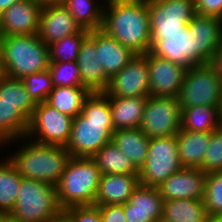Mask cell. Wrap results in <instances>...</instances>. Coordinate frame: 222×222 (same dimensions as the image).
I'll list each match as a JSON object with an SVG mask.
<instances>
[{"mask_svg": "<svg viewBox=\"0 0 222 222\" xmlns=\"http://www.w3.org/2000/svg\"><path fill=\"white\" fill-rule=\"evenodd\" d=\"M114 131L109 96L105 92L90 93L82 112L73 118L66 149L71 157H92L112 141Z\"/></svg>", "mask_w": 222, "mask_h": 222, "instance_id": "obj_1", "label": "cell"}, {"mask_svg": "<svg viewBox=\"0 0 222 222\" xmlns=\"http://www.w3.org/2000/svg\"><path fill=\"white\" fill-rule=\"evenodd\" d=\"M106 3L108 6L103 4L101 30L135 54L150 51L151 31L147 0H106Z\"/></svg>", "mask_w": 222, "mask_h": 222, "instance_id": "obj_2", "label": "cell"}, {"mask_svg": "<svg viewBox=\"0 0 222 222\" xmlns=\"http://www.w3.org/2000/svg\"><path fill=\"white\" fill-rule=\"evenodd\" d=\"M70 158L66 146L41 144L31 139L8 159L22 177L56 186Z\"/></svg>", "mask_w": 222, "mask_h": 222, "instance_id": "obj_3", "label": "cell"}, {"mask_svg": "<svg viewBox=\"0 0 222 222\" xmlns=\"http://www.w3.org/2000/svg\"><path fill=\"white\" fill-rule=\"evenodd\" d=\"M100 177V170L92 157H71L56 185L60 208L94 205Z\"/></svg>", "mask_w": 222, "mask_h": 222, "instance_id": "obj_4", "label": "cell"}, {"mask_svg": "<svg viewBox=\"0 0 222 222\" xmlns=\"http://www.w3.org/2000/svg\"><path fill=\"white\" fill-rule=\"evenodd\" d=\"M1 58L5 76L23 79L48 69L49 46L38 34L3 36Z\"/></svg>", "mask_w": 222, "mask_h": 222, "instance_id": "obj_5", "label": "cell"}, {"mask_svg": "<svg viewBox=\"0 0 222 222\" xmlns=\"http://www.w3.org/2000/svg\"><path fill=\"white\" fill-rule=\"evenodd\" d=\"M61 211L56 186L22 177L15 207L8 217L14 222H45Z\"/></svg>", "mask_w": 222, "mask_h": 222, "instance_id": "obj_6", "label": "cell"}, {"mask_svg": "<svg viewBox=\"0 0 222 222\" xmlns=\"http://www.w3.org/2000/svg\"><path fill=\"white\" fill-rule=\"evenodd\" d=\"M181 109L192 106L220 107L222 83L211 63L188 68L177 96Z\"/></svg>", "mask_w": 222, "mask_h": 222, "instance_id": "obj_7", "label": "cell"}, {"mask_svg": "<svg viewBox=\"0 0 222 222\" xmlns=\"http://www.w3.org/2000/svg\"><path fill=\"white\" fill-rule=\"evenodd\" d=\"M182 168L176 135L150 138L147 157L139 169L140 184L158 187Z\"/></svg>", "mask_w": 222, "mask_h": 222, "instance_id": "obj_8", "label": "cell"}, {"mask_svg": "<svg viewBox=\"0 0 222 222\" xmlns=\"http://www.w3.org/2000/svg\"><path fill=\"white\" fill-rule=\"evenodd\" d=\"M182 109L177 97L149 95L139 128L148 137H168L181 129Z\"/></svg>", "mask_w": 222, "mask_h": 222, "instance_id": "obj_9", "label": "cell"}, {"mask_svg": "<svg viewBox=\"0 0 222 222\" xmlns=\"http://www.w3.org/2000/svg\"><path fill=\"white\" fill-rule=\"evenodd\" d=\"M151 45L163 34L184 31L195 16L194 0H147Z\"/></svg>", "mask_w": 222, "mask_h": 222, "instance_id": "obj_10", "label": "cell"}, {"mask_svg": "<svg viewBox=\"0 0 222 222\" xmlns=\"http://www.w3.org/2000/svg\"><path fill=\"white\" fill-rule=\"evenodd\" d=\"M72 122V117L59 112L46 101L37 103L29 120L25 138L31 137L32 139L34 136L37 138L34 139V142L37 143L66 146Z\"/></svg>", "mask_w": 222, "mask_h": 222, "instance_id": "obj_11", "label": "cell"}, {"mask_svg": "<svg viewBox=\"0 0 222 222\" xmlns=\"http://www.w3.org/2000/svg\"><path fill=\"white\" fill-rule=\"evenodd\" d=\"M105 93L109 97L149 96L147 53L136 54L123 69L110 79Z\"/></svg>", "mask_w": 222, "mask_h": 222, "instance_id": "obj_12", "label": "cell"}, {"mask_svg": "<svg viewBox=\"0 0 222 222\" xmlns=\"http://www.w3.org/2000/svg\"><path fill=\"white\" fill-rule=\"evenodd\" d=\"M188 25L192 34L193 65L211 63L222 41V19L196 13Z\"/></svg>", "mask_w": 222, "mask_h": 222, "instance_id": "obj_13", "label": "cell"}, {"mask_svg": "<svg viewBox=\"0 0 222 222\" xmlns=\"http://www.w3.org/2000/svg\"><path fill=\"white\" fill-rule=\"evenodd\" d=\"M150 95L177 97L187 68L147 52Z\"/></svg>", "mask_w": 222, "mask_h": 222, "instance_id": "obj_14", "label": "cell"}, {"mask_svg": "<svg viewBox=\"0 0 222 222\" xmlns=\"http://www.w3.org/2000/svg\"><path fill=\"white\" fill-rule=\"evenodd\" d=\"M42 5L37 0H21L0 15L2 36L38 34Z\"/></svg>", "mask_w": 222, "mask_h": 222, "instance_id": "obj_15", "label": "cell"}, {"mask_svg": "<svg viewBox=\"0 0 222 222\" xmlns=\"http://www.w3.org/2000/svg\"><path fill=\"white\" fill-rule=\"evenodd\" d=\"M206 173L198 168H182L158 186L164 200H204Z\"/></svg>", "mask_w": 222, "mask_h": 222, "instance_id": "obj_16", "label": "cell"}, {"mask_svg": "<svg viewBox=\"0 0 222 222\" xmlns=\"http://www.w3.org/2000/svg\"><path fill=\"white\" fill-rule=\"evenodd\" d=\"M164 199L158 187L139 184L124 204L127 222H161Z\"/></svg>", "mask_w": 222, "mask_h": 222, "instance_id": "obj_17", "label": "cell"}, {"mask_svg": "<svg viewBox=\"0 0 222 222\" xmlns=\"http://www.w3.org/2000/svg\"><path fill=\"white\" fill-rule=\"evenodd\" d=\"M76 62L83 87L91 93L105 92L110 79L105 75L99 62V52L96 51L95 46V30L89 31L83 39Z\"/></svg>", "mask_w": 222, "mask_h": 222, "instance_id": "obj_18", "label": "cell"}, {"mask_svg": "<svg viewBox=\"0 0 222 222\" xmlns=\"http://www.w3.org/2000/svg\"><path fill=\"white\" fill-rule=\"evenodd\" d=\"M81 30L63 4L42 6L38 36L47 46Z\"/></svg>", "mask_w": 222, "mask_h": 222, "instance_id": "obj_19", "label": "cell"}, {"mask_svg": "<svg viewBox=\"0 0 222 222\" xmlns=\"http://www.w3.org/2000/svg\"><path fill=\"white\" fill-rule=\"evenodd\" d=\"M150 52L185 68L193 66V42L189 25L179 33L163 34L152 45Z\"/></svg>", "mask_w": 222, "mask_h": 222, "instance_id": "obj_20", "label": "cell"}, {"mask_svg": "<svg viewBox=\"0 0 222 222\" xmlns=\"http://www.w3.org/2000/svg\"><path fill=\"white\" fill-rule=\"evenodd\" d=\"M139 184V174L101 175L94 205L125 204Z\"/></svg>", "mask_w": 222, "mask_h": 222, "instance_id": "obj_21", "label": "cell"}, {"mask_svg": "<svg viewBox=\"0 0 222 222\" xmlns=\"http://www.w3.org/2000/svg\"><path fill=\"white\" fill-rule=\"evenodd\" d=\"M95 46L96 51L99 52V62L109 79L136 56L130 48L123 46L101 29L95 30Z\"/></svg>", "mask_w": 222, "mask_h": 222, "instance_id": "obj_22", "label": "cell"}, {"mask_svg": "<svg viewBox=\"0 0 222 222\" xmlns=\"http://www.w3.org/2000/svg\"><path fill=\"white\" fill-rule=\"evenodd\" d=\"M176 138L179 159L183 168L200 169L211 140V132L186 131L181 128Z\"/></svg>", "mask_w": 222, "mask_h": 222, "instance_id": "obj_23", "label": "cell"}, {"mask_svg": "<svg viewBox=\"0 0 222 222\" xmlns=\"http://www.w3.org/2000/svg\"><path fill=\"white\" fill-rule=\"evenodd\" d=\"M148 96L109 97L115 131L139 128Z\"/></svg>", "mask_w": 222, "mask_h": 222, "instance_id": "obj_24", "label": "cell"}, {"mask_svg": "<svg viewBox=\"0 0 222 222\" xmlns=\"http://www.w3.org/2000/svg\"><path fill=\"white\" fill-rule=\"evenodd\" d=\"M208 213L204 200H165L161 222H206Z\"/></svg>", "mask_w": 222, "mask_h": 222, "instance_id": "obj_25", "label": "cell"}, {"mask_svg": "<svg viewBox=\"0 0 222 222\" xmlns=\"http://www.w3.org/2000/svg\"><path fill=\"white\" fill-rule=\"evenodd\" d=\"M149 140L150 138L140 128L117 130L112 134V141L128 156L138 170L147 157Z\"/></svg>", "mask_w": 222, "mask_h": 222, "instance_id": "obj_26", "label": "cell"}, {"mask_svg": "<svg viewBox=\"0 0 222 222\" xmlns=\"http://www.w3.org/2000/svg\"><path fill=\"white\" fill-rule=\"evenodd\" d=\"M92 158L96 162L101 175L107 174H139L128 156L111 141L103 145Z\"/></svg>", "mask_w": 222, "mask_h": 222, "instance_id": "obj_27", "label": "cell"}, {"mask_svg": "<svg viewBox=\"0 0 222 222\" xmlns=\"http://www.w3.org/2000/svg\"><path fill=\"white\" fill-rule=\"evenodd\" d=\"M90 93L85 87H53L46 102L59 112L75 118L82 112L84 102Z\"/></svg>", "mask_w": 222, "mask_h": 222, "instance_id": "obj_28", "label": "cell"}, {"mask_svg": "<svg viewBox=\"0 0 222 222\" xmlns=\"http://www.w3.org/2000/svg\"><path fill=\"white\" fill-rule=\"evenodd\" d=\"M29 120L15 103L0 100V144L25 138Z\"/></svg>", "mask_w": 222, "mask_h": 222, "instance_id": "obj_29", "label": "cell"}, {"mask_svg": "<svg viewBox=\"0 0 222 222\" xmlns=\"http://www.w3.org/2000/svg\"><path fill=\"white\" fill-rule=\"evenodd\" d=\"M222 125V109L210 106H192L182 109L181 128L186 131L211 132Z\"/></svg>", "mask_w": 222, "mask_h": 222, "instance_id": "obj_30", "label": "cell"}, {"mask_svg": "<svg viewBox=\"0 0 222 222\" xmlns=\"http://www.w3.org/2000/svg\"><path fill=\"white\" fill-rule=\"evenodd\" d=\"M22 176L8 159L0 163V216L14 209Z\"/></svg>", "mask_w": 222, "mask_h": 222, "instance_id": "obj_31", "label": "cell"}, {"mask_svg": "<svg viewBox=\"0 0 222 222\" xmlns=\"http://www.w3.org/2000/svg\"><path fill=\"white\" fill-rule=\"evenodd\" d=\"M94 0H65L63 6L74 17L81 29L99 30L103 25L104 7Z\"/></svg>", "mask_w": 222, "mask_h": 222, "instance_id": "obj_32", "label": "cell"}, {"mask_svg": "<svg viewBox=\"0 0 222 222\" xmlns=\"http://www.w3.org/2000/svg\"><path fill=\"white\" fill-rule=\"evenodd\" d=\"M0 100L15 103L16 106L30 119L37 103L27 91L22 79L4 76L0 80Z\"/></svg>", "mask_w": 222, "mask_h": 222, "instance_id": "obj_33", "label": "cell"}, {"mask_svg": "<svg viewBox=\"0 0 222 222\" xmlns=\"http://www.w3.org/2000/svg\"><path fill=\"white\" fill-rule=\"evenodd\" d=\"M88 34V30L82 29L49 45L50 62L77 61L81 43Z\"/></svg>", "mask_w": 222, "mask_h": 222, "instance_id": "obj_34", "label": "cell"}, {"mask_svg": "<svg viewBox=\"0 0 222 222\" xmlns=\"http://www.w3.org/2000/svg\"><path fill=\"white\" fill-rule=\"evenodd\" d=\"M48 70L51 74L54 87H83L80 79L79 67L76 61L50 62Z\"/></svg>", "mask_w": 222, "mask_h": 222, "instance_id": "obj_35", "label": "cell"}, {"mask_svg": "<svg viewBox=\"0 0 222 222\" xmlns=\"http://www.w3.org/2000/svg\"><path fill=\"white\" fill-rule=\"evenodd\" d=\"M204 204L208 215L222 213V171L206 173Z\"/></svg>", "mask_w": 222, "mask_h": 222, "instance_id": "obj_36", "label": "cell"}, {"mask_svg": "<svg viewBox=\"0 0 222 222\" xmlns=\"http://www.w3.org/2000/svg\"><path fill=\"white\" fill-rule=\"evenodd\" d=\"M22 81L27 91L36 103L47 100L49 93L53 89L52 77L49 70L33 73L25 76Z\"/></svg>", "mask_w": 222, "mask_h": 222, "instance_id": "obj_37", "label": "cell"}, {"mask_svg": "<svg viewBox=\"0 0 222 222\" xmlns=\"http://www.w3.org/2000/svg\"><path fill=\"white\" fill-rule=\"evenodd\" d=\"M200 169L205 173L222 171V125L211 131V140Z\"/></svg>", "mask_w": 222, "mask_h": 222, "instance_id": "obj_38", "label": "cell"}, {"mask_svg": "<svg viewBox=\"0 0 222 222\" xmlns=\"http://www.w3.org/2000/svg\"><path fill=\"white\" fill-rule=\"evenodd\" d=\"M62 211L70 222H102L99 207L96 205L72 206Z\"/></svg>", "mask_w": 222, "mask_h": 222, "instance_id": "obj_39", "label": "cell"}, {"mask_svg": "<svg viewBox=\"0 0 222 222\" xmlns=\"http://www.w3.org/2000/svg\"><path fill=\"white\" fill-rule=\"evenodd\" d=\"M194 3L197 14L222 19V0H194Z\"/></svg>", "mask_w": 222, "mask_h": 222, "instance_id": "obj_40", "label": "cell"}, {"mask_svg": "<svg viewBox=\"0 0 222 222\" xmlns=\"http://www.w3.org/2000/svg\"><path fill=\"white\" fill-rule=\"evenodd\" d=\"M102 222H127L124 214V204L98 206Z\"/></svg>", "mask_w": 222, "mask_h": 222, "instance_id": "obj_41", "label": "cell"}, {"mask_svg": "<svg viewBox=\"0 0 222 222\" xmlns=\"http://www.w3.org/2000/svg\"><path fill=\"white\" fill-rule=\"evenodd\" d=\"M211 64L214 66V69L222 83V41L219 47L216 49V53L213 56Z\"/></svg>", "mask_w": 222, "mask_h": 222, "instance_id": "obj_42", "label": "cell"}, {"mask_svg": "<svg viewBox=\"0 0 222 222\" xmlns=\"http://www.w3.org/2000/svg\"><path fill=\"white\" fill-rule=\"evenodd\" d=\"M45 222H70V221L68 216L63 211H61L58 215L46 220Z\"/></svg>", "mask_w": 222, "mask_h": 222, "instance_id": "obj_43", "label": "cell"}, {"mask_svg": "<svg viewBox=\"0 0 222 222\" xmlns=\"http://www.w3.org/2000/svg\"><path fill=\"white\" fill-rule=\"evenodd\" d=\"M21 0H0V15L8 9L12 4L17 3Z\"/></svg>", "mask_w": 222, "mask_h": 222, "instance_id": "obj_44", "label": "cell"}, {"mask_svg": "<svg viewBox=\"0 0 222 222\" xmlns=\"http://www.w3.org/2000/svg\"><path fill=\"white\" fill-rule=\"evenodd\" d=\"M42 6L63 4L65 0H37Z\"/></svg>", "mask_w": 222, "mask_h": 222, "instance_id": "obj_45", "label": "cell"}, {"mask_svg": "<svg viewBox=\"0 0 222 222\" xmlns=\"http://www.w3.org/2000/svg\"><path fill=\"white\" fill-rule=\"evenodd\" d=\"M206 222H222V213L216 215H208Z\"/></svg>", "mask_w": 222, "mask_h": 222, "instance_id": "obj_46", "label": "cell"}, {"mask_svg": "<svg viewBox=\"0 0 222 222\" xmlns=\"http://www.w3.org/2000/svg\"><path fill=\"white\" fill-rule=\"evenodd\" d=\"M5 76L4 67L2 64V58L0 56V80Z\"/></svg>", "mask_w": 222, "mask_h": 222, "instance_id": "obj_47", "label": "cell"}, {"mask_svg": "<svg viewBox=\"0 0 222 222\" xmlns=\"http://www.w3.org/2000/svg\"><path fill=\"white\" fill-rule=\"evenodd\" d=\"M0 222H14L8 216H0Z\"/></svg>", "mask_w": 222, "mask_h": 222, "instance_id": "obj_48", "label": "cell"}, {"mask_svg": "<svg viewBox=\"0 0 222 222\" xmlns=\"http://www.w3.org/2000/svg\"><path fill=\"white\" fill-rule=\"evenodd\" d=\"M2 38H3V36H2L1 31H0V56H1Z\"/></svg>", "mask_w": 222, "mask_h": 222, "instance_id": "obj_49", "label": "cell"}]
</instances>
